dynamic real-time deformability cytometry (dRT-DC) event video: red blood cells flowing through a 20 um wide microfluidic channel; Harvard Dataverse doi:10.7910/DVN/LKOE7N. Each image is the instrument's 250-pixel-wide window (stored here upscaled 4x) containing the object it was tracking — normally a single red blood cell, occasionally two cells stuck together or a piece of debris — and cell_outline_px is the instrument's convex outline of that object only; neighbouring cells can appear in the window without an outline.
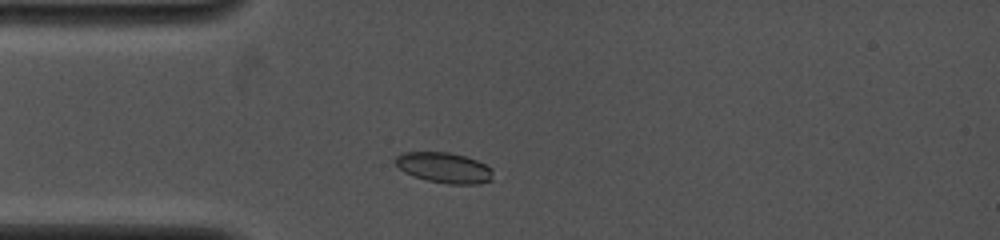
{"species": "common noctule bat (a hibernating species)", "species_latin": "Nyctalus noctula", "temperature_condition": "cold", "stored_images_in_passage": 40, "camera_frame_rate_fps": 4000, "um_per_image_px": 0.085, "animal": {"sex": "female", "body_mass_g": 19.0, "forearm_length_mm": 53.3}, "frame": {"image": 1, "passage_image": 3, "time_ms": 1.0, "image_size_px": [1000, 240], "cell_outline_px": [[492, 180], [480, 184], [448, 184], [428, 180], [412, 176], [404, 172], [392, 160], [396, 156], [404, 152], [448, 152], [464, 156], [476, 160], [492, 168]], "centroid_in_image_um": [37.74, 14.26], "position_along_channel_um": 47.3, "area_um2": 17.4}}
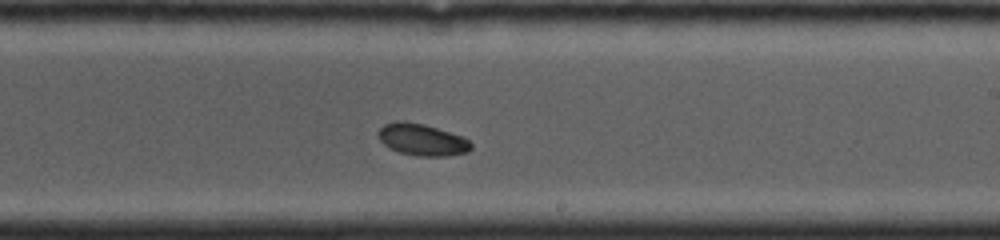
{"frame": {"image": 2, "passage_image": 23, "time_ms": 6.25, "image_size_px": [1000, 240], "cell_outline_px": [[472, 148], [468, 152], [448, 156], [416, 156], [400, 152], [388, 148], [380, 140], [376, 132], [384, 124], [396, 120], [404, 120], [424, 124], [464, 136], [472, 144]], "centroid_in_image_um": [35.87, 11.86], "position_along_channel_um": 253.1, "area_um2": 17.51}}
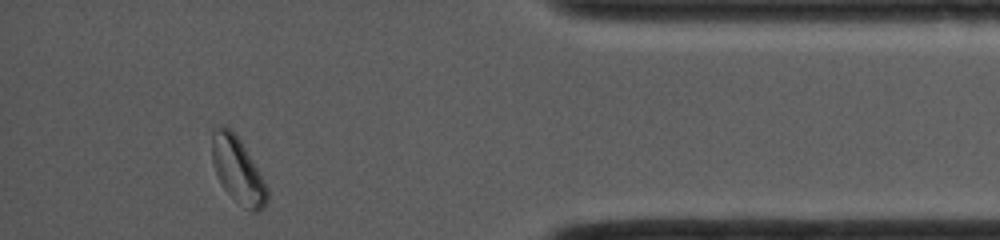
{"frame": {"image": 3, "passage_image": 40, "time_ms": 10.75, "image_size_px": [1000, 240], "cell_outline_px": [[268, 200], [264, 208], [260, 212], [252, 212], [244, 208], [224, 188], [212, 164], [212, 132], [216, 128], [228, 128], [240, 140], [252, 160], [268, 188]], "centroid_in_image_um": [20.23, 14.53], "position_along_channel_um": 415.0, "area_um2": 20.63}, "authors_computed_cell_mechanics": {"area_um2": 17.3111, "velocity_mm_per_s": 4.1268, "shape_relaxation_time_tau1_ms": 5.7815, "shape_relaxation_time_tau2_ms": null, "deformation_change_tau1": 0.091, "deformation_change_tau2": null}}